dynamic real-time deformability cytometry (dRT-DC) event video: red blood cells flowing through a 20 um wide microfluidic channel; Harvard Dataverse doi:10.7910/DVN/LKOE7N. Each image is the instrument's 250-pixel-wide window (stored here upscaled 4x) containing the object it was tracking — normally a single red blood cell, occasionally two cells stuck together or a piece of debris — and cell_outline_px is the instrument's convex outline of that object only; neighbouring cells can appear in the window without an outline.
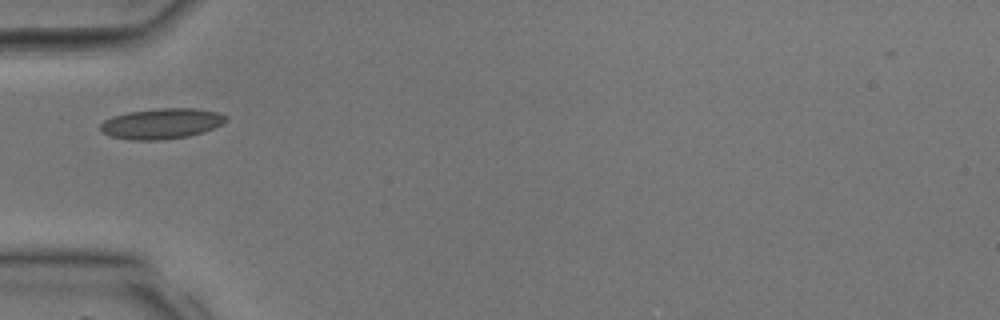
{"species": "common noctule bat (a hibernating species)", "species_latin": "Nyctalus noctula", "temperature_condition": "room temperature", "stored_images_in_passage": 25, "camera_frame_rate_fps": 3000, "um_per_image_px": 0.085, "animal": {"sex": "male", "body_mass_g": 17.9, "forearm_length_mm": 54.2}, "frame": {"image": 1, "passage_image": 1, "time_ms": 0.0, "image_size_px": [1000, 320], "cell_outline_px": [[228, 120], [204, 132], [188, 136], [160, 140], [132, 140], [108, 136], [100, 132], [100, 124], [104, 120], [112, 116], [128, 112], [156, 108], [192, 108], [220, 112], [228, 116]], "centroid_in_image_um": [13.71, 10.5], "position_along_channel_um": 71.3, "area_um2": 22.54}}
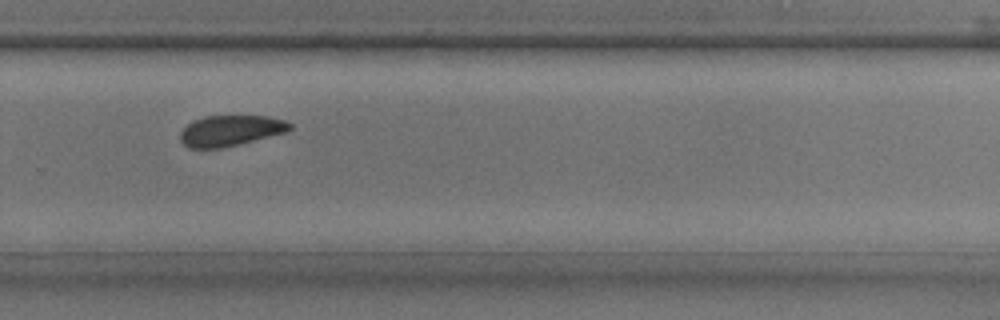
{"frame": {"image": 2, "passage_image": 14, "time_ms": 4.333, "image_size_px": [1000, 320], "cell_outline_px": [[292, 128], [288, 132], [224, 148], [188, 148], [180, 140], [180, 132], [192, 120], [204, 116], [268, 116], [284, 120], [292, 124]], "centroid_in_image_um": [19.61, 11.11], "position_along_channel_um": 310.2, "area_um2": 19.83}}
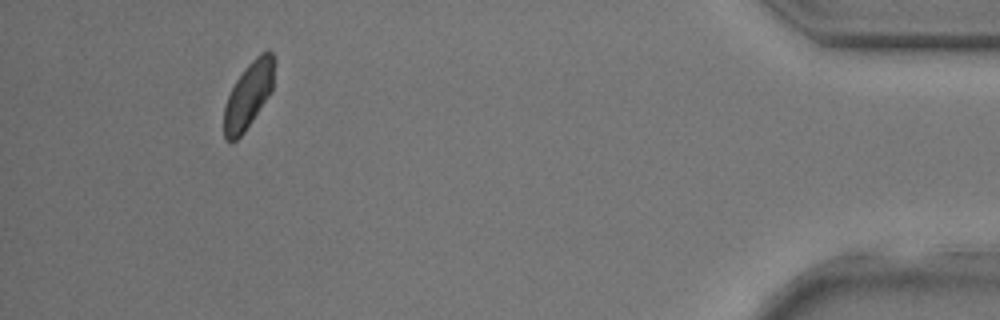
{"frame": {"image": 3, "passage_image": 23, "time_ms": 7.333, "image_size_px": [1000, 320], "cell_outline_px": [[272, 92], [244, 132], [232, 144], [224, 140], [224, 108], [228, 96], [236, 80], [248, 64], [260, 52], [268, 48], [272, 52]], "centroid_in_image_um": [21.09, 8.13], "position_along_channel_um": 414.1, "area_um2": 19.19}}